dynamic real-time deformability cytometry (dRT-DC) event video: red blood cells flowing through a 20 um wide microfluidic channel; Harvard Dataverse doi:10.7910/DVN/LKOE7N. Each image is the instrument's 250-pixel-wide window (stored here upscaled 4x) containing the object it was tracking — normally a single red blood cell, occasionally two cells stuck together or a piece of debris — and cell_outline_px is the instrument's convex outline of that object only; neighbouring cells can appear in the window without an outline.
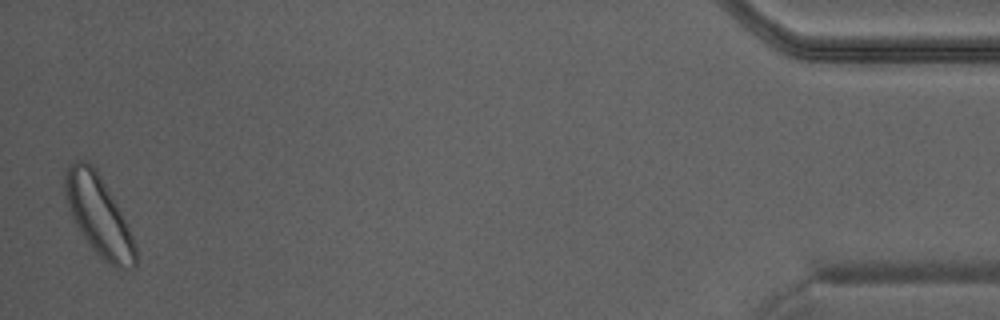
{"species": "Egyptian fruit bat (a non-hibernating species)", "species_latin": "Rousettus aegyptiacus", "temperature_condition": "warm", "stored_images_in_passage": 37, "camera_frame_rate_fps": 3000, "um_per_image_px": 0.085, "animal": {"sex": "male"}, "frame": {"image": 1, "passage_image": 37, "time_ms": 12.0, "image_size_px": [1000, 320], "cell_outline_px": [[136, 264], [132, 268], [120, 272], [112, 268], [92, 248], [84, 236], [72, 216], [64, 192], [64, 172], [76, 160], [88, 160], [96, 168], [120, 212], [136, 244]], "centroid_in_image_um": [8.4, 18.36], "position_along_channel_um": 426.8, "area_um2": 32.31}}